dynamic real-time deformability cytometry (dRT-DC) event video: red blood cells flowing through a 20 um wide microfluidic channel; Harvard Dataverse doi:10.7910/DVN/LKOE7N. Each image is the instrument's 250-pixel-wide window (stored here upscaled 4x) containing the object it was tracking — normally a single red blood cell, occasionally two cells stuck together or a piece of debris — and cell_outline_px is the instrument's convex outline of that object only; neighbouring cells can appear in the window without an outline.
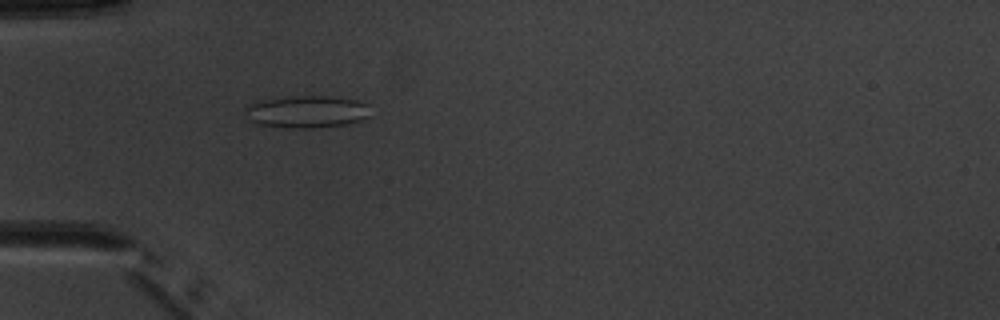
{"species": "common noctule bat (a hibernating species)", "species_latin": "Nyctalus noctula", "temperature_condition": "warm", "stored_images_in_passage": 5, "camera_frame_rate_fps": 3000, "um_per_image_px": 0.085, "animal": {"sex": "male", "body_mass_g": 20.1, "forearm_length_mm": 53.5}, "frame": {"image": 1, "passage_image": 5, "time_ms": 4.667, "image_size_px": [1000, 320], "cell_outline_px": [[368, 116], [360, 120], [344, 124], [312, 128], [284, 128], [256, 124], [252, 120], [244, 108], [248, 104], [260, 100], [288, 96], [328, 96], [356, 100], [368, 104]], "centroid_in_image_um": [26.04, 9.49], "position_along_channel_um": 59.0, "area_um2": 23.41}}